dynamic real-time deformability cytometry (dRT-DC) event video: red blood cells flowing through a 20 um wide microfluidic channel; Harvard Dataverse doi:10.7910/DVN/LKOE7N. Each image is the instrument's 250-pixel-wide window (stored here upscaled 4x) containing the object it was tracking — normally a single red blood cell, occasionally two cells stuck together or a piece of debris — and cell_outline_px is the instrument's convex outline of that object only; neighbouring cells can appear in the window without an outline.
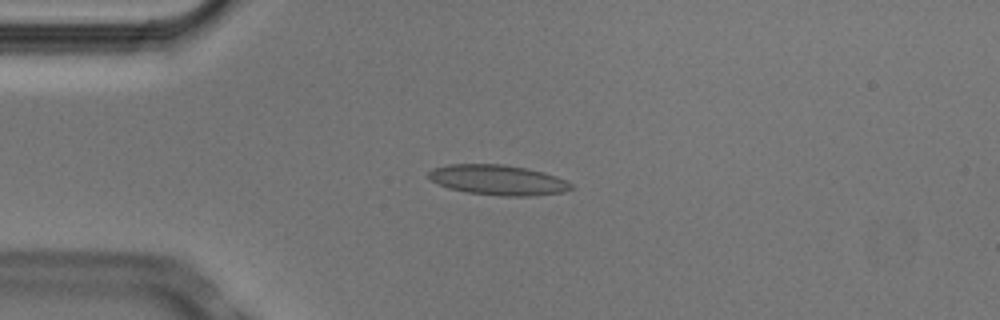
{"species": "Egyptian fruit bat (a non-hibernating species)", "species_latin": "Rousettus aegyptiacus", "temperature_condition": "cold", "stored_images_in_passage": 4, "camera_frame_rate_fps": 3000, "um_per_image_px": 0.085, "animal": {"sex": "male"}, "frame": {"image": 1, "passage_image": 4, "time_ms": 1.0, "image_size_px": [1000, 320], "cell_outline_px": [[576, 188], [564, 192], [528, 196], [500, 196], [468, 192], [448, 188], [432, 180], [428, 176], [428, 172], [432, 168], [448, 164], [504, 164], [524, 168], [556, 176], [572, 184]], "centroid_in_image_um": [42.33, 15.3], "position_along_channel_um": 42.7, "area_um2": 24.91}}